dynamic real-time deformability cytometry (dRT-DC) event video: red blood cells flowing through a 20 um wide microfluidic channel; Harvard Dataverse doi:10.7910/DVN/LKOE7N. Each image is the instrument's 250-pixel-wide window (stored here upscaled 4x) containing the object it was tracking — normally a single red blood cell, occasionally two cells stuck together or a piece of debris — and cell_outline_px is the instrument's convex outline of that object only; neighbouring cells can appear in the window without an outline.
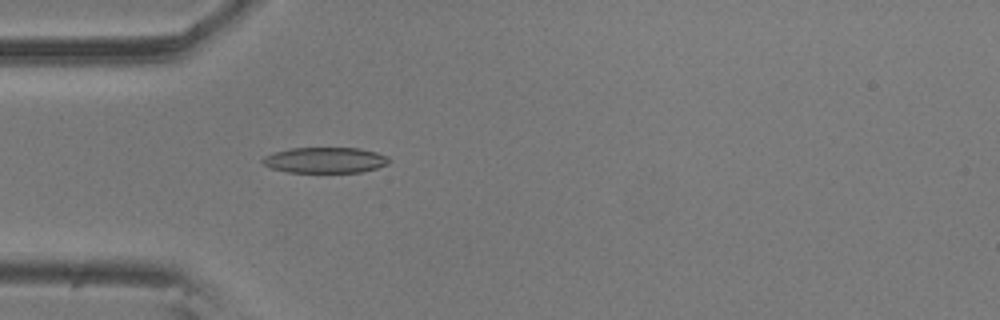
{"species": "common noctule bat (a hibernating species)", "species_latin": "Nyctalus noctula", "temperature_condition": "room temperature", "stored_images_in_passage": 57, "camera_frame_rate_fps": 3000, "um_per_image_px": 0.085, "animal": {"sex": "male", "body_mass_g": 20.5, "forearm_length_mm": 52.5}, "frame": {"image": 1, "passage_image": 17, "time_ms": 5.333, "image_size_px": [1000, 320], "cell_outline_px": [[388, 164], [376, 168], [360, 172], [288, 172], [272, 168], [264, 164], [260, 160], [264, 156], [272, 152], [288, 148], [360, 148], [376, 152], [388, 156]], "centroid_in_image_um": [27.6, 13.6], "position_along_channel_um": 57.4, "area_um2": 18.96}}
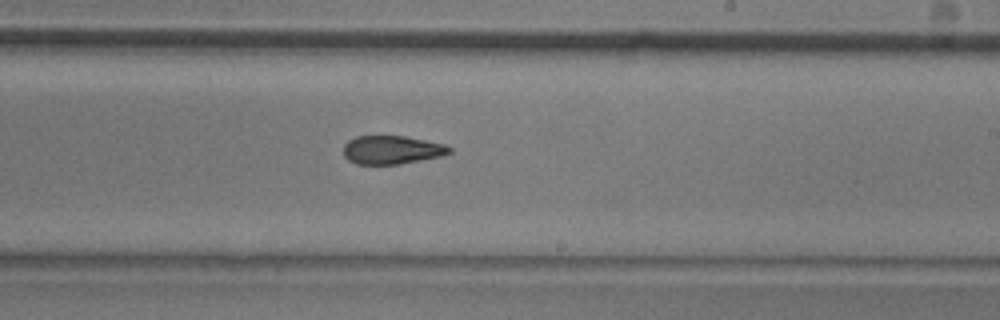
{"frame": {"image": 2, "passage_image": 34, "time_ms": 11.0, "image_size_px": [1000, 320], "cell_outline_px": [[452, 152], [440, 156], [400, 164], [356, 164], [348, 160], [344, 156], [344, 144], [348, 140], [356, 136], [404, 136], [444, 144], [452, 148]], "centroid_in_image_um": [33.28, 12.74], "position_along_channel_um": 255.7, "area_um2": 17.51}}
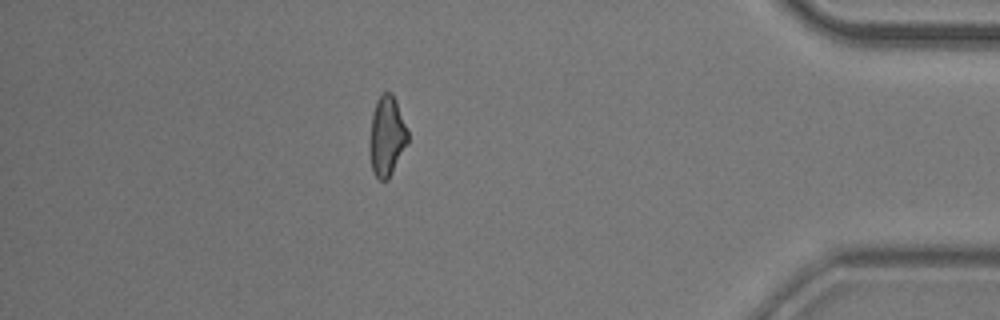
{"frame": {"image": 3, "passage_image": 50, "time_ms": 16.333, "image_size_px": [1000, 320], "cell_outline_px": [[408, 144], [388, 180], [380, 180], [372, 172], [368, 148], [368, 144], [372, 112], [376, 100], [384, 92], [392, 92], [396, 100], [408, 132]], "centroid_in_image_um": [32.86, 11.59], "position_along_channel_um": 402.3, "area_um2": 18.15}, "authors_computed_cell_mechanics": {"area_um2": 18.6694, "velocity_mm_per_s": 3.5474, "shape_relaxation_time_tau1_ms": 5.1402, "shape_relaxation_time_tau2_ms": 3.9024, "deformation_change_tau1": 0.1576, "deformation_change_tau2": 0.1271}}